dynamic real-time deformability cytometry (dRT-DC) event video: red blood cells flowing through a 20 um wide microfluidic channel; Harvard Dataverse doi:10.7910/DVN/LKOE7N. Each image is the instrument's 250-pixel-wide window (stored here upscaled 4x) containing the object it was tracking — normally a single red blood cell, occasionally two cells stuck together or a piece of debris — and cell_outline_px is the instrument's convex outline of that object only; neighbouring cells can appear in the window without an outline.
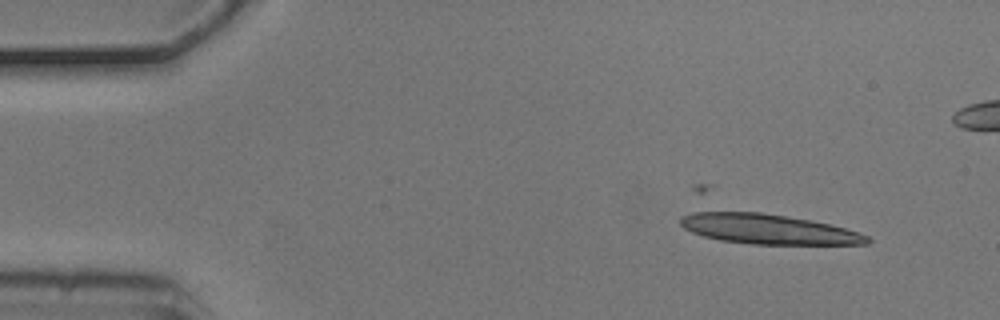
{"species": "common noctule bat (a hibernating species)", "species_latin": "Nyctalus noctula", "temperature_condition": "cold", "stored_images_in_passage": 7, "camera_frame_rate_fps": 3000, "um_per_image_px": 0.085, "animal": {"sex": "male", "body_mass_g": 20.5, "forearm_length_mm": 52.5}, "frame": {"image": 1, "passage_image": 3, "time_ms": 0.667, "image_size_px": [1000, 320], "cell_outline_px": [[872, 240], [868, 244], [752, 244], [720, 240], [704, 236], [692, 232], [684, 228], [680, 224], [680, 216], [700, 208], [704, 208], [760, 212], [808, 220], [828, 224], [860, 232], [868, 236]], "centroid_in_image_um": [65.13, 19.43], "position_along_channel_um": 19.9, "area_um2": 33.35}}